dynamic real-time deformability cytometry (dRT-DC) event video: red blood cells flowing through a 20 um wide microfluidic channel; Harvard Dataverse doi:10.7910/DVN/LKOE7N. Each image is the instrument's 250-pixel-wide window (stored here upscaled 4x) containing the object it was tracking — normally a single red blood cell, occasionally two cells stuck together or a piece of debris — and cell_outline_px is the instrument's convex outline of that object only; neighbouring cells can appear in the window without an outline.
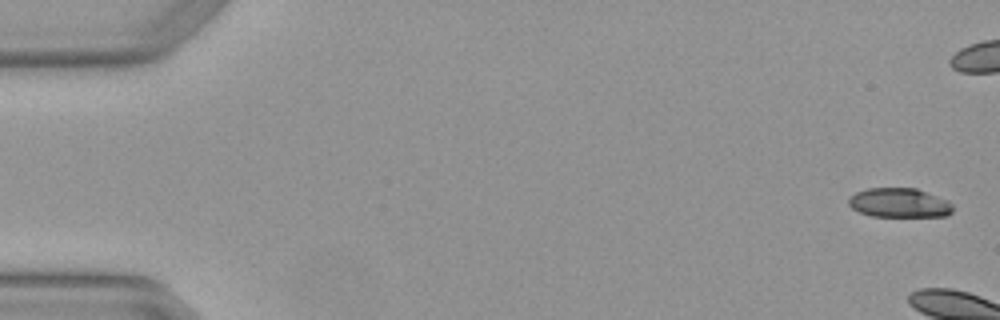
{"species": "Egyptian fruit bat (a non-hibernating species)", "species_latin": "Rousettus aegyptiacus", "temperature_condition": "warm", "stored_images_in_passage": 7, "camera_frame_rate_fps": 3000, "um_per_image_px": 0.085, "animal": {"sex": "female"}, "frame": {"image": 1, "passage_image": 1, "time_ms": 0.0, "image_size_px": [1000, 320], "cell_outline_px": [[952, 212], [948, 216], [872, 216], [860, 212], [852, 208], [848, 204], [848, 196], [856, 192], [868, 188], [916, 188], [948, 200], [952, 204]], "centroid_in_image_um": [76.43, 17.23], "position_along_channel_um": 8.6, "area_um2": 17.86}}